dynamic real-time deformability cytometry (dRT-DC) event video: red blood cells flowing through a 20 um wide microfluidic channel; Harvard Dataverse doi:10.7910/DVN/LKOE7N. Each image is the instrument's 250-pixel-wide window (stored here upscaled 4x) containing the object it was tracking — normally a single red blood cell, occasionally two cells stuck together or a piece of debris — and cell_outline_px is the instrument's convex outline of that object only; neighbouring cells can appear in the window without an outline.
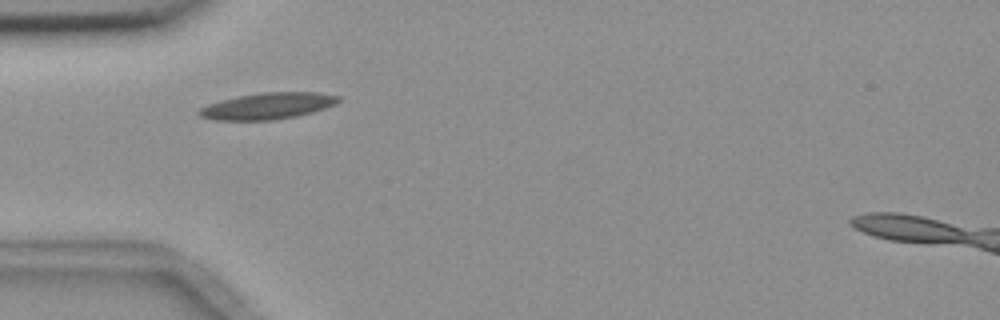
{"species": "common noctule bat (a hibernating species)", "species_latin": "Nyctalus noctula", "temperature_condition": "room temperature", "stored_images_in_passage": 2, "camera_frame_rate_fps": 3000, "um_per_image_px": 0.085, "animal": {"sex": "female", "body_mass_g": 18.4}, "frame": {"image": 1, "passage_image": 1, "time_ms": 0.0, "image_size_px": [1000, 320], "cell_outline_px": [[340, 100], [336, 104], [312, 112], [296, 116], [272, 120], [212, 120], [200, 116], [196, 112], [200, 108], [208, 104], [220, 100], [236, 96], [260, 92], [320, 92], [340, 96]], "centroid_in_image_um": [22.73, 9.0], "position_along_channel_um": 62.3, "area_um2": 21.62}}